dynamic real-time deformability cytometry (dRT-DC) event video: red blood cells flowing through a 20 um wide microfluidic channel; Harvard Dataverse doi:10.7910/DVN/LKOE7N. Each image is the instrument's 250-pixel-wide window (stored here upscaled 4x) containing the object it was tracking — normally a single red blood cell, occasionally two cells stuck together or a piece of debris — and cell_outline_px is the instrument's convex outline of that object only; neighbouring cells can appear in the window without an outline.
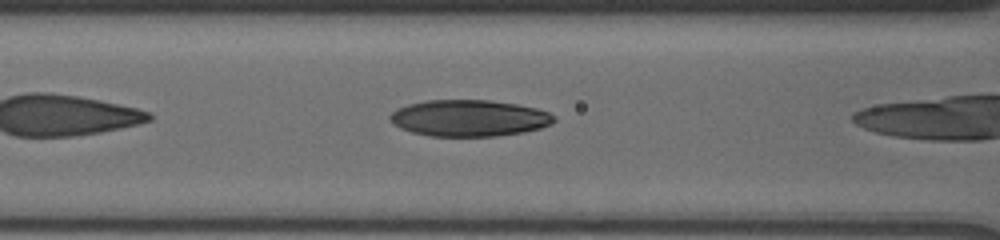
{"species": "human", "species_latin": "Homo sapiens", "temperature_condition": "cold", "stored_images_in_passage": 16, "segment_of_instrument_passage": [2, 2], "camera_frame_rate_fps": 3000, "um_per_image_px": 0.085, "donor": {"sex": "male"}, "frame": {"image": 1, "passage_image": 3, "time_ms": 1.0, "image_size_px": [1000, 240], "cell_outline_px": [[556, 120], [540, 128], [524, 132], [496, 136], [428, 136], [412, 132], [400, 128], [388, 120], [388, 116], [396, 108], [408, 104], [424, 100], [488, 100], [516, 104], [536, 108], [548, 112], [556, 116]], "centroid_in_image_um": [39.83, 10.04], "position_along_channel_um": 126.8, "area_um2": 35.03}}
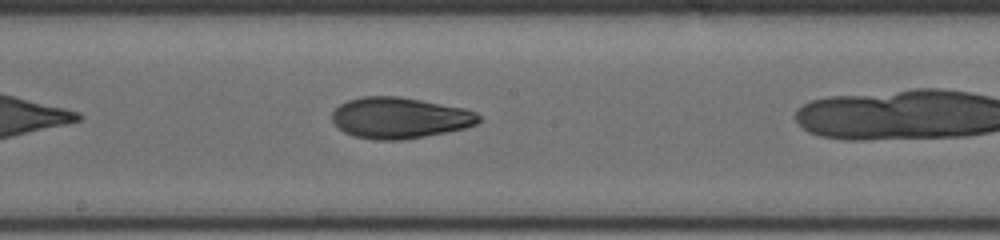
{"frame": {"image": 2, "passage_image": 7, "time_ms": 3.333, "image_size_px": [1000, 240], "cell_outline_px": [[480, 120], [476, 124], [464, 128], [404, 140], [376, 140], [356, 136], [344, 132], [332, 120], [332, 112], [340, 104], [348, 100], [364, 96], [400, 96], [464, 108], [476, 112], [480, 116]], "centroid_in_image_um": [33.97, 10.01], "position_along_channel_um": 214.2, "area_um2": 34.91}}